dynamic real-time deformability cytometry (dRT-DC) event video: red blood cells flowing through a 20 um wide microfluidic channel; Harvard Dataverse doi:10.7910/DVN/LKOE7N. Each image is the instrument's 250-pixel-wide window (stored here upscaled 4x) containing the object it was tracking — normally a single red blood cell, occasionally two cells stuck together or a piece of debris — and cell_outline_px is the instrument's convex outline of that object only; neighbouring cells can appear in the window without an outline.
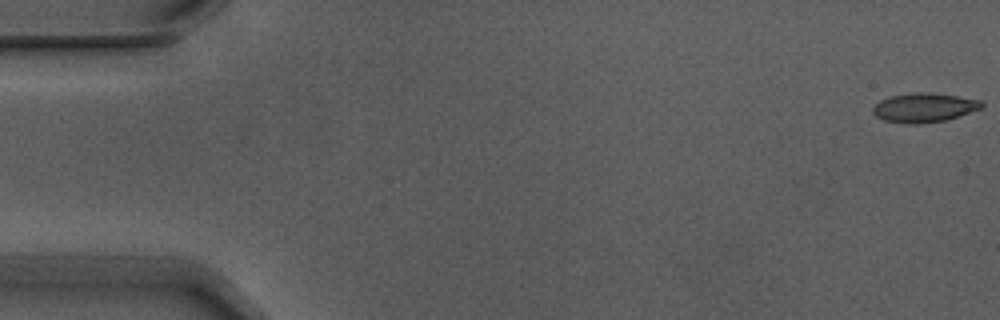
{"species": "Egyptian fruit bat (a non-hibernating species)", "species_latin": "Rousettus aegyptiacus", "temperature_condition": "warm", "stored_images_in_passage": 5, "camera_frame_rate_fps": 3000, "um_per_image_px": 0.085, "animal": {"sex": "male"}, "frame": {"image": 1, "passage_image": 1, "time_ms": 0.0, "image_size_px": [1000, 320], "cell_outline_px": [[984, 104], [980, 108], [944, 120], [920, 124], [912, 124], [884, 120], [876, 116], [872, 112], [872, 108], [880, 100], [892, 96], [912, 92], [928, 92], [956, 96], [980, 100]], "centroid_in_image_um": [78.5, 9.14], "position_along_channel_um": 6.5, "area_um2": 18.15}}